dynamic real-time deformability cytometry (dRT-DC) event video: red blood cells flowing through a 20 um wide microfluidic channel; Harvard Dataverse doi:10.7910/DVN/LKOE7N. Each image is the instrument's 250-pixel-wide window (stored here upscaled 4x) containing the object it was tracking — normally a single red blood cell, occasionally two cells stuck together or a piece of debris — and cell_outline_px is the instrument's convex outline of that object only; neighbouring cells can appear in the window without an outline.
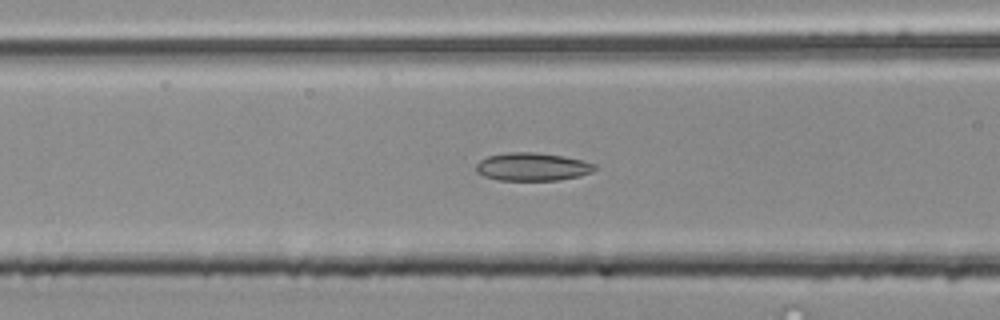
{"species": "common noctule bat (a hibernating species)", "species_latin": "Nyctalus noctula", "temperature_condition": "room temperature", "stored_images_in_passage": 54, "camera_frame_rate_fps": 3000, "um_per_image_px": 0.085, "animal": {"sex": "male", "body_mass_g": 20.4}, "frame": {"image": 1, "passage_image": 22, "time_ms": 7.0, "image_size_px": [1000, 320], "cell_outline_px": [[596, 168], [592, 172], [580, 176], [556, 180], [500, 180], [484, 176], [476, 172], [476, 164], [480, 160], [488, 156], [508, 152], [536, 152], [564, 156], [596, 164]], "centroid_in_image_um": [45.24, 14.17], "position_along_channel_um": 121.4, "area_um2": 19.36}}
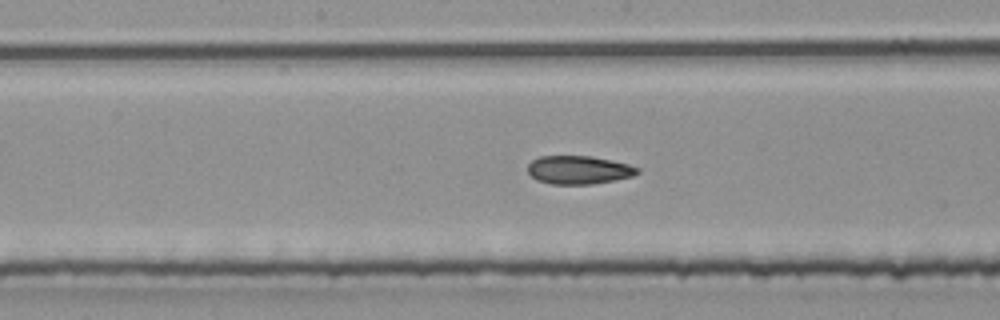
{"frame": {"image": 2, "passage_image": 28, "time_ms": 9.0, "image_size_px": [1000, 320], "cell_outline_px": [[640, 172], [632, 176], [592, 184], [552, 184], [536, 180], [528, 172], [528, 164], [532, 160], [540, 156], [592, 156], [612, 160], [628, 164], [640, 168]], "centroid_in_image_um": [49.19, 14.43], "position_along_channel_um": 199.0, "area_um2": 18.09}}
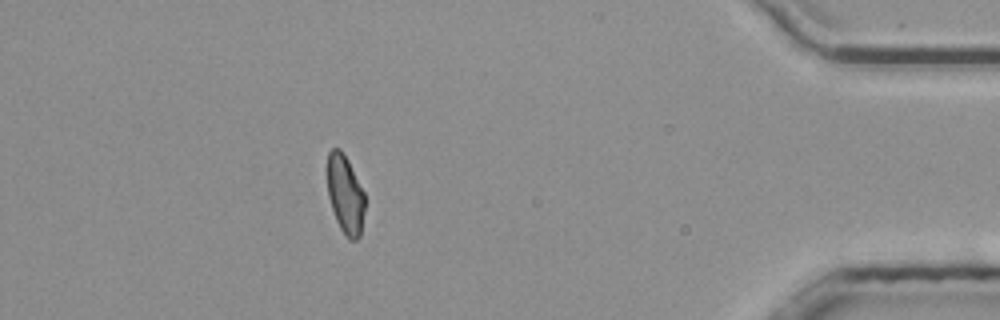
{"frame": {"image": 3, "passage_image": 48, "time_ms": 15.667, "image_size_px": [1000, 320], "cell_outline_px": [[364, 212], [360, 236], [356, 240], [348, 240], [340, 228], [336, 220], [328, 196], [328, 152], [332, 148], [340, 148], [348, 160], [364, 192]], "centroid_in_image_um": [29.35, 16.54], "position_along_channel_um": 405.9, "area_um2": 17.11}, "authors_computed_cell_mechanics": {"area_um2": 18.6983, "velocity_mm_per_s": 3.8749, "shape_relaxation_time_tau1_ms": null, "shape_relaxation_time_tau2_ms": 2.8365, "deformation_change_tau1": null, "deformation_change_tau2": 0.0931}}